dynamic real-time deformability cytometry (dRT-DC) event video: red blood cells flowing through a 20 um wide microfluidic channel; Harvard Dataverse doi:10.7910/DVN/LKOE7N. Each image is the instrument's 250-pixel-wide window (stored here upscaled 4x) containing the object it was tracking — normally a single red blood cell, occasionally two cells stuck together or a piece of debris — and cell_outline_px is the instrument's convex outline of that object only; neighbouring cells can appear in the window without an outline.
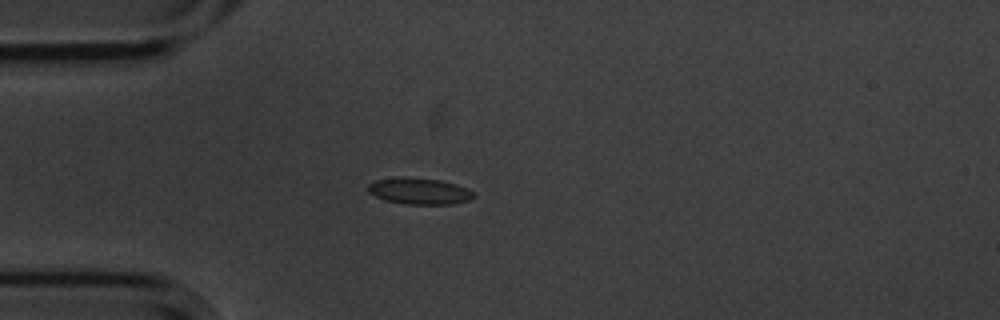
{"species": "common noctule bat (a hibernating species)", "species_latin": "Nyctalus noctula", "temperature_condition": "cold", "stored_images_in_passage": 5, "camera_frame_rate_fps": 3000, "um_per_image_px": 0.085, "animal": {"sex": "male", "body_mass_g": 20.1, "forearm_length_mm": 53.5}, "frame": {"image": 1, "passage_image": 4, "time_ms": 1.0, "image_size_px": [1000, 320], "cell_outline_px": [[476, 196], [472, 200], [452, 204], [404, 204], [384, 200], [368, 192], [368, 184], [376, 180], [396, 176], [404, 176], [440, 180], [456, 184], [476, 192]], "centroid_in_image_um": [35.67, 16.24], "position_along_channel_um": 49.3, "area_um2": 16.59}}